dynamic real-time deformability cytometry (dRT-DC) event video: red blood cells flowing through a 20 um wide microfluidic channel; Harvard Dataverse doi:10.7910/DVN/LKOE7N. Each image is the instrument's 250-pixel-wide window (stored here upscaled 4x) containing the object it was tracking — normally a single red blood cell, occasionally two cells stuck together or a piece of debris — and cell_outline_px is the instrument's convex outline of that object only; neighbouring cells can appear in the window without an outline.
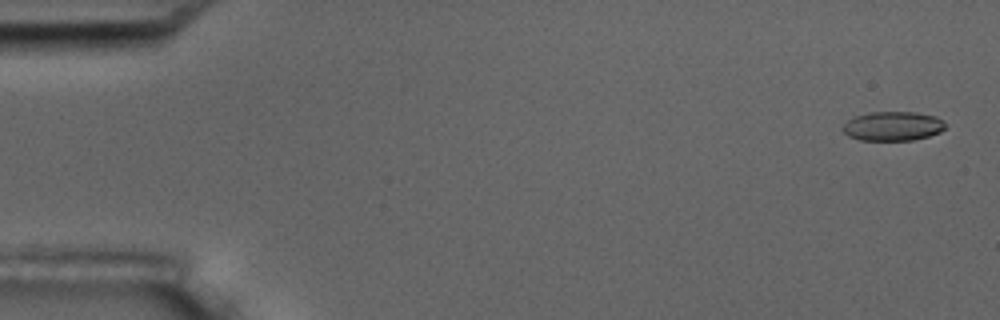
{"species": "common noctule bat (a hibernating species)", "species_latin": "Nyctalus noctula", "temperature_condition": "room temperature", "stored_images_in_passage": 5, "camera_frame_rate_fps": 3000, "um_per_image_px": 0.085, "animal": {"sex": "male", "body_mass_g": 17.5, "forearm_length_mm": 52.3}, "frame": {"image": 1, "passage_image": 1, "time_ms": 0.0, "image_size_px": [1000, 320], "cell_outline_px": [[948, 124], [940, 132], [928, 136], [912, 140], [860, 140], [848, 136], [844, 132], [844, 124], [848, 120], [856, 116], [868, 112], [916, 112], [936, 116], [944, 120]], "centroid_in_image_um": [75.93, 10.71], "position_along_channel_um": 9.1, "area_um2": 17.51}}
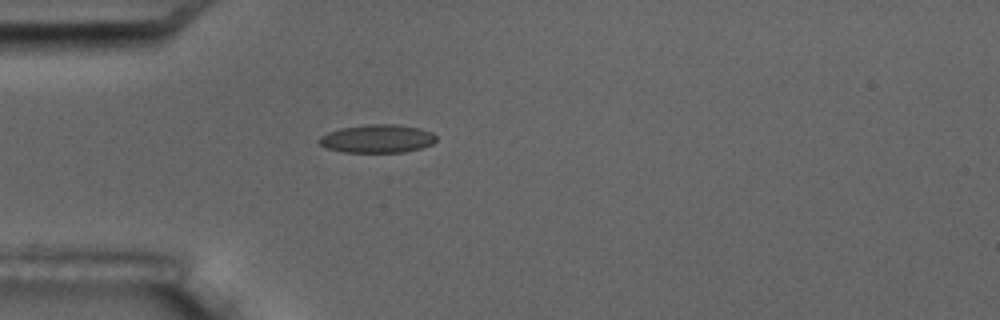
{"frame": {"image": 2, "passage_image": 5, "time_ms": 4.667, "image_size_px": [1000, 320], "cell_outline_px": [[436, 140], [432, 144], [420, 148], [404, 152], [344, 152], [328, 148], [320, 144], [316, 140], [320, 136], [328, 132], [340, 128], [364, 124], [396, 124], [420, 128], [432, 132], [436, 136]], "centroid_in_image_um": [32.06, 11.77], "position_along_channel_um": 52.9, "area_um2": 19.36}}